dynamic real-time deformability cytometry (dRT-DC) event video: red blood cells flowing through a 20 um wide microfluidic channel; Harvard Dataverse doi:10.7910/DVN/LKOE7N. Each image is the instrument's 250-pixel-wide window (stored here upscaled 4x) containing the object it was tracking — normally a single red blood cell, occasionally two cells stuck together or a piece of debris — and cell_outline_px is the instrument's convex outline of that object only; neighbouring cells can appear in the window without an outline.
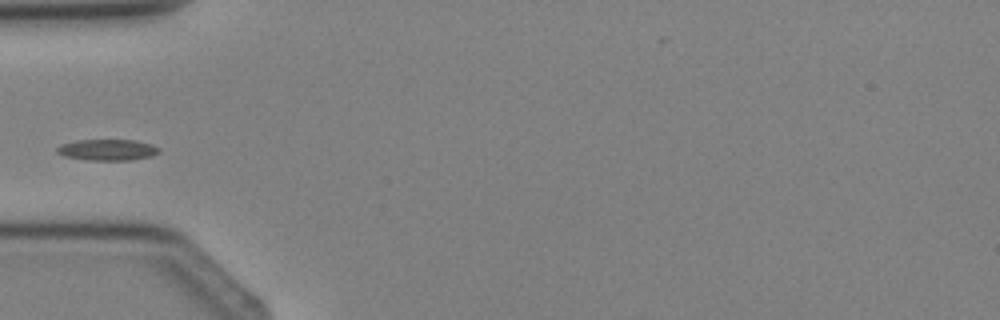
{"species": "Egyptian fruit bat (a non-hibernating species)", "species_latin": "Rousettus aegyptiacus", "temperature_condition": "cold", "stored_images_in_passage": 3, "segment_of_instrument_passage": [2, 2], "camera_frame_rate_fps": 3000, "um_per_image_px": 0.085, "animal": {"sex": "female"}, "frame": {"image": 1, "passage_image": 3, "time_ms": 3.333, "image_size_px": [1000, 320], "cell_outline_px": [[160, 152], [152, 156], [132, 160], [88, 160], [64, 156], [56, 152], [56, 148], [60, 144], [76, 140], [136, 140], [152, 144], [160, 148]], "centroid_in_image_um": [9.14, 12.73], "position_along_channel_um": 75.9, "area_um2": 12.72}}